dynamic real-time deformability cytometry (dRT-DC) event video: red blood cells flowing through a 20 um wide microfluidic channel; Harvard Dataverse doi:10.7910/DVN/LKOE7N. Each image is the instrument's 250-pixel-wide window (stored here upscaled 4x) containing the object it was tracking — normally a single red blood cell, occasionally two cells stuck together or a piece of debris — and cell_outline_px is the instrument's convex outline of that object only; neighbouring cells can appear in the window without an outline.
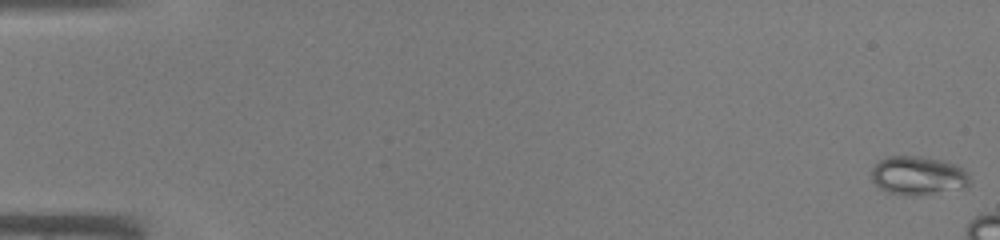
{"species": "common noctule bat (a hibernating species)", "species_latin": "Nyctalus noctula", "temperature_condition": "warm", "stored_images_in_passage": 15, "camera_frame_rate_fps": 3000, "um_per_image_px": 0.085, "animal": {"sex": "male", "body_mass_g": 19.0, "forearm_length_mm": 50.8}, "frame": {"image": 1, "passage_image": 1, "time_ms": 0.0, "image_size_px": [1000, 240], "cell_outline_px": [[968, 184], [960, 188], [912, 196], [904, 196], [888, 192], [880, 188], [872, 180], [872, 168], [880, 160], [888, 156], [920, 156], [944, 160], [956, 164], [964, 168], [968, 172]], "centroid_in_image_um": [78.02, 14.91], "position_along_channel_um": 7.0, "area_um2": 22.08}}